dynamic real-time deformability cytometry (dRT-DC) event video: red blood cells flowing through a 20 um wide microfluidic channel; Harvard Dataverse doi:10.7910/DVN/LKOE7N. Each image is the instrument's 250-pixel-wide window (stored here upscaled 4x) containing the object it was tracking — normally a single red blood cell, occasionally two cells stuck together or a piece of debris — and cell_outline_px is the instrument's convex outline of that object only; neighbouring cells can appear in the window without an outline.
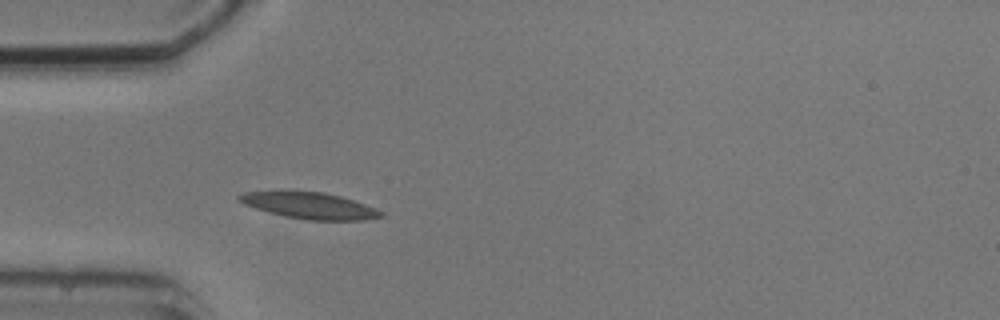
{"species": "common noctule bat (a hibernating species)", "species_latin": "Nyctalus noctula", "temperature_condition": "cold", "stored_images_in_passage": 3, "camera_frame_rate_fps": 3000, "um_per_image_px": 0.085, "animal": {"sex": "male", "body_mass_g": 20.5, "forearm_length_mm": 52.5}, "frame": {"image": 1, "passage_image": 3, "time_ms": 2.333, "image_size_px": [1000, 320], "cell_outline_px": [[384, 216], [364, 220], [308, 220], [284, 216], [268, 212], [244, 204], [236, 200], [236, 196], [244, 192], [324, 192], [340, 196], [376, 208], [384, 212]], "centroid_in_image_um": [26.33, 17.49], "position_along_channel_um": 58.7, "area_um2": 21.5}}